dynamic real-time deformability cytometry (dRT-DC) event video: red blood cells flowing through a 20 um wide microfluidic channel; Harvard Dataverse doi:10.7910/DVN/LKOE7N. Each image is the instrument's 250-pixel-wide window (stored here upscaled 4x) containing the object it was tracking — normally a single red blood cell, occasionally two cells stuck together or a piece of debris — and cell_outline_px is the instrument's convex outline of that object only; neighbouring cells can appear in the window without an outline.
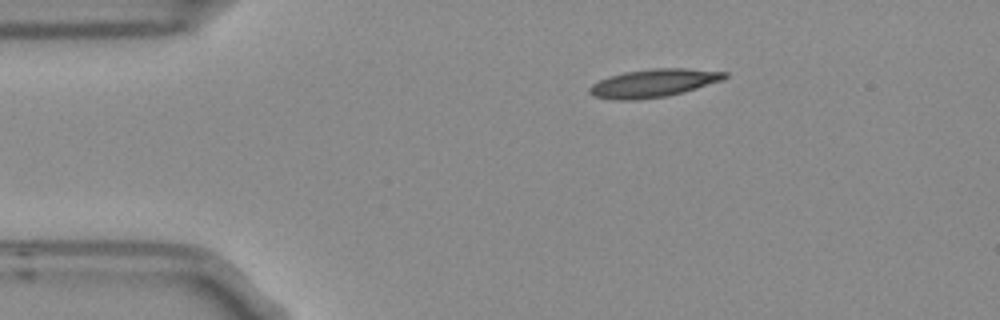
{"species": "Egyptian fruit bat (a non-hibernating species)", "species_latin": "Rousettus aegyptiacus", "temperature_condition": "room temperature", "stored_images_in_passage": 2, "camera_frame_rate_fps": 3000, "um_per_image_px": 0.085, "frame": {"image": 1, "passage_image": 1, "time_ms": 0.0, "image_size_px": [1000, 320], "cell_outline_px": [[728, 76], [724, 80], [668, 96], [628, 100], [620, 100], [592, 96], [588, 92], [588, 88], [592, 84], [608, 76], [624, 72], [652, 68], [684, 68], [728, 72]], "centroid_in_image_um": [55.55, 7.05], "position_along_channel_um": 29.5, "area_um2": 22.08}}